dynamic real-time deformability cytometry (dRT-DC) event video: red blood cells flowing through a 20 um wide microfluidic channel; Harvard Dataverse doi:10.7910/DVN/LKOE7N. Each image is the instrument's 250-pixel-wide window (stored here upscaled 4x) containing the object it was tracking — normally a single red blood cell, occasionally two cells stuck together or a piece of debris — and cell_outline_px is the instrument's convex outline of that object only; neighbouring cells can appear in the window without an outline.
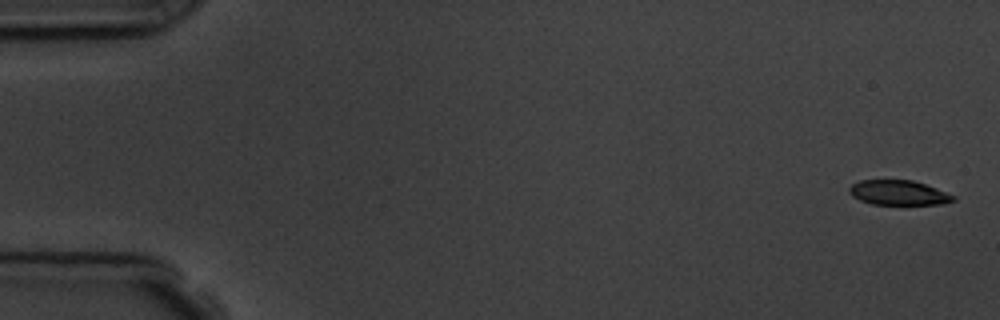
{"species": "common noctule bat (a hibernating species)", "species_latin": "Nyctalus noctula", "temperature_condition": "room temperature", "stored_images_in_passage": 4, "camera_frame_rate_fps": 3000, "um_per_image_px": 0.085, "animal": {"sex": "male", "body_mass_g": 19.5, "forearm_length_mm": 54.6}, "frame": {"image": 1, "passage_image": 1, "time_ms": 0.0, "image_size_px": [1000, 320], "cell_outline_px": [[956, 200], [944, 204], [872, 204], [860, 200], [852, 196], [848, 192], [848, 188], [852, 184], [860, 180], [912, 180], [936, 188], [956, 196]], "centroid_in_image_um": [76.37, 16.38], "position_along_channel_um": 8.6, "area_um2": 15.03}}
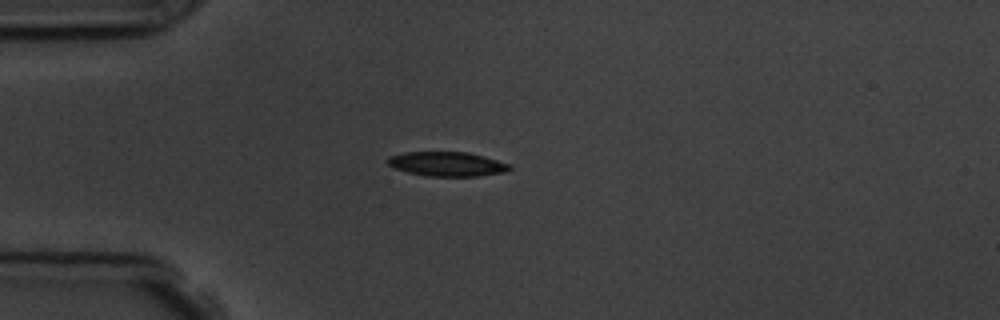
{"frame": {"image": 2, "passage_image": 4, "time_ms": 4.333, "image_size_px": [1000, 320], "cell_outline_px": [[512, 168], [504, 172], [476, 176], [424, 176], [408, 172], [396, 168], [388, 164], [388, 156], [404, 152], [468, 152], [512, 164]], "centroid_in_image_um": [38.01, 13.94], "position_along_channel_um": 47.0, "area_um2": 17.28}}